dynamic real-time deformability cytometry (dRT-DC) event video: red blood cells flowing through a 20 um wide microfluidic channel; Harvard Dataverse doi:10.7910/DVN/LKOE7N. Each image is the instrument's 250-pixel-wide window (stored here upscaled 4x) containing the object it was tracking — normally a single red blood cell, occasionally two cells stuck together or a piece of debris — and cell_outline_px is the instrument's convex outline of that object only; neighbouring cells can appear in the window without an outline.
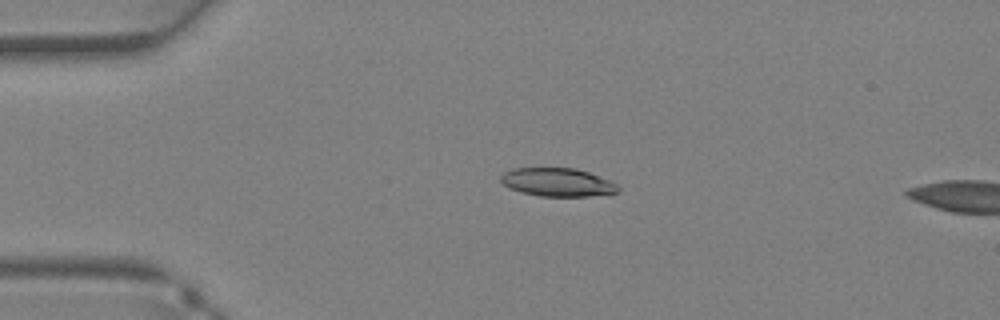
{"species": "Egyptian fruit bat (a non-hibernating species)", "species_latin": "Rousettus aegyptiacus", "temperature_condition": "warm", "stored_images_in_passage": 11, "camera_frame_rate_fps": 3000, "um_per_image_px": 0.085, "animal": {"sex": "female"}, "frame": {"image": 1, "passage_image": 8, "time_ms": 2.333, "image_size_px": [1000, 320], "cell_outline_px": [[620, 192], [588, 196], [540, 196], [520, 192], [508, 188], [500, 180], [500, 176], [504, 172], [512, 168], [576, 168], [588, 172], [608, 180], [616, 184], [620, 188]], "centroid_in_image_um": [47.35, 15.49], "position_along_channel_um": 37.6, "area_um2": 19.36}}